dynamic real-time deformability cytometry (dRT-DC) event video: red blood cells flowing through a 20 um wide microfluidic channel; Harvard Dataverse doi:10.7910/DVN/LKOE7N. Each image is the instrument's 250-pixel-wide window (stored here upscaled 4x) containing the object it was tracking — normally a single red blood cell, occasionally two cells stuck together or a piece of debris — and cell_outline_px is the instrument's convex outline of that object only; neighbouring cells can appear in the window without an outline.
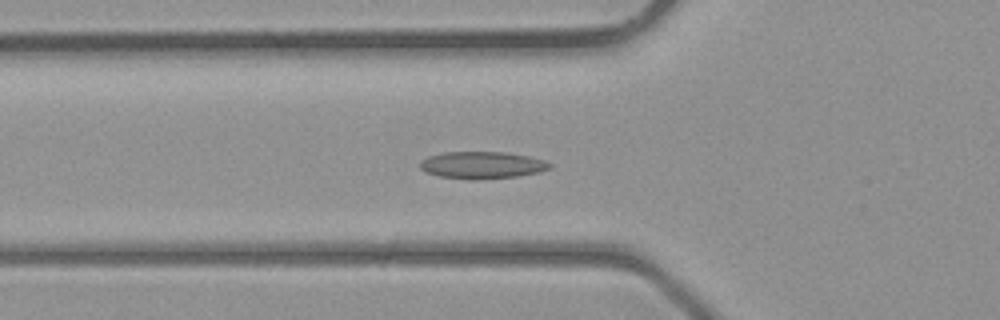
{"species": "common noctule bat (a hibernating species)", "species_latin": "Nyctalus noctula", "temperature_condition": "room temperature", "stored_images_in_passage": 36, "camera_frame_rate_fps": 3000, "um_per_image_px": 0.085, "animal": {"sex": "male", "body_mass_g": 23.1, "forearm_length_mm": 52.7}, "frame": {"image": 1, "passage_image": 9, "time_ms": 2.667, "image_size_px": [1000, 320], "cell_outline_px": [[552, 168], [540, 172], [516, 176], [476, 180], [468, 180], [440, 176], [424, 172], [420, 168], [420, 160], [428, 156], [444, 152], [508, 152], [528, 156], [544, 160], [552, 164]], "centroid_in_image_um": [40.97, 14.03], "position_along_channel_um": 84.8, "area_um2": 20.69}}
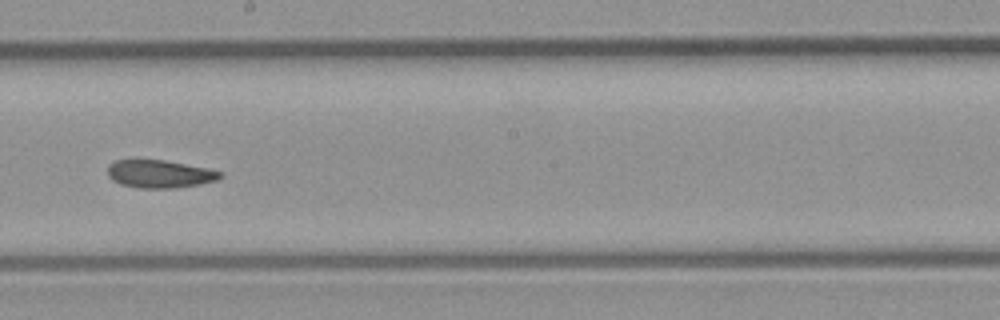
{"frame": {"image": 2, "passage_image": 18, "time_ms": 5.667, "image_size_px": [1000, 320], "cell_outline_px": [[224, 176], [216, 180], [200, 184], [172, 188], [140, 188], [120, 184], [112, 180], [108, 176], [108, 164], [116, 160], [136, 156], [164, 160], [208, 168], [224, 172]], "centroid_in_image_um": [13.52, 14.74], "position_along_channel_um": 234.7, "area_um2": 19.02}}
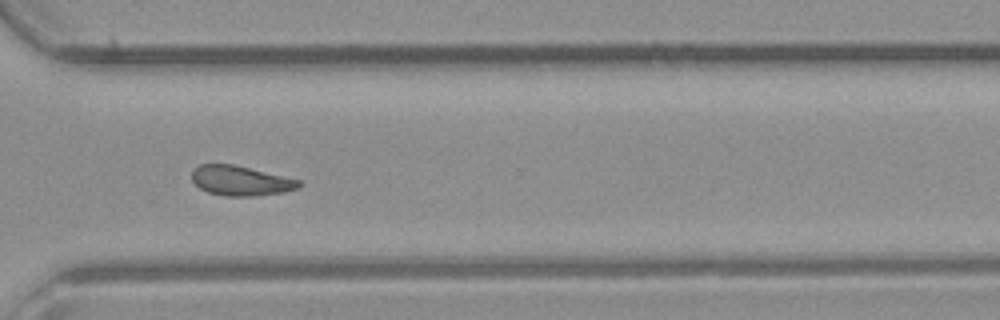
{"frame": {"image": 3, "passage_image": 25, "time_ms": 8.0, "image_size_px": [1000, 320], "cell_outline_px": [[304, 184], [296, 188], [284, 192], [252, 196], [224, 196], [208, 192], [200, 188], [192, 180], [192, 168], [200, 164], [232, 164], [300, 180]], "centroid_in_image_um": [20.43, 15.36], "position_along_channel_um": 350.2, "area_um2": 18.5}}